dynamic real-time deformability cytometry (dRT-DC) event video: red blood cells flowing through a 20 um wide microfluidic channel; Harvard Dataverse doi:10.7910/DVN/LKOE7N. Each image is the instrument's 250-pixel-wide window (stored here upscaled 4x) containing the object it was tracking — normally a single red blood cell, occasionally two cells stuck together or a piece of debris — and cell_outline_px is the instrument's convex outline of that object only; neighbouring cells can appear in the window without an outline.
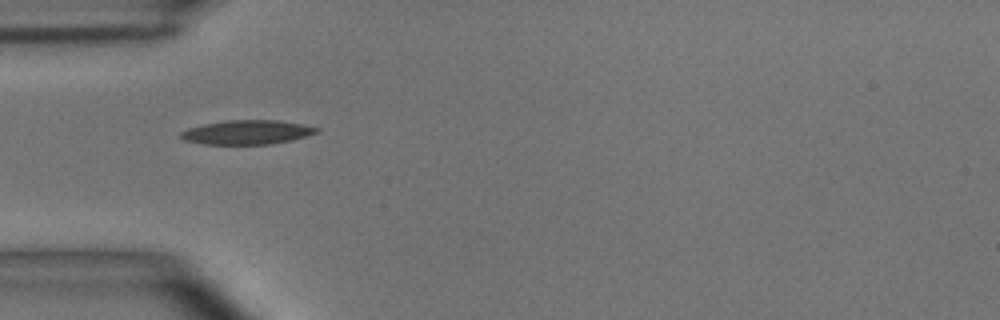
{"species": "common noctule bat (a hibernating species)", "species_latin": "Nyctalus noctula", "temperature_condition": "room temperature", "stored_images_in_passage": 38, "camera_frame_rate_fps": 3000, "um_per_image_px": 0.085, "animal": {"sex": "male", "body_mass_g": 15.6}, "frame": {"image": 1, "passage_image": 1, "time_ms": 0.0, "image_size_px": [1000, 320], "cell_outline_px": [[320, 132], [292, 140], [272, 144], [204, 144], [184, 140], [180, 136], [180, 132], [188, 128], [204, 124], [224, 120], [276, 120], [300, 124], [320, 128]], "centroid_in_image_um": [21.0, 11.24], "position_along_channel_um": 64.0, "area_um2": 19.13}}
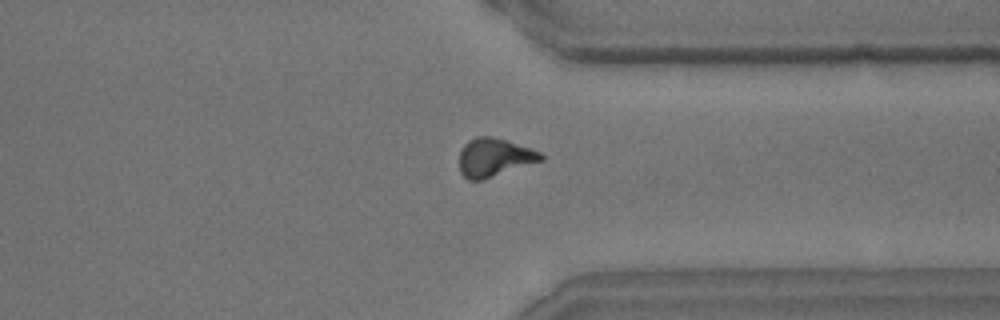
{"frame": {"image": 2, "passage_image": 26, "time_ms": 8.333, "image_size_px": [1000, 320], "cell_outline_px": [[544, 160], [480, 180], [468, 180], [460, 172], [460, 152], [464, 144], [468, 140], [476, 136], [492, 136], [540, 152], [544, 156]], "centroid_in_image_um": [41.98, 13.38], "position_along_channel_um": 369.4, "area_um2": 17.92}}
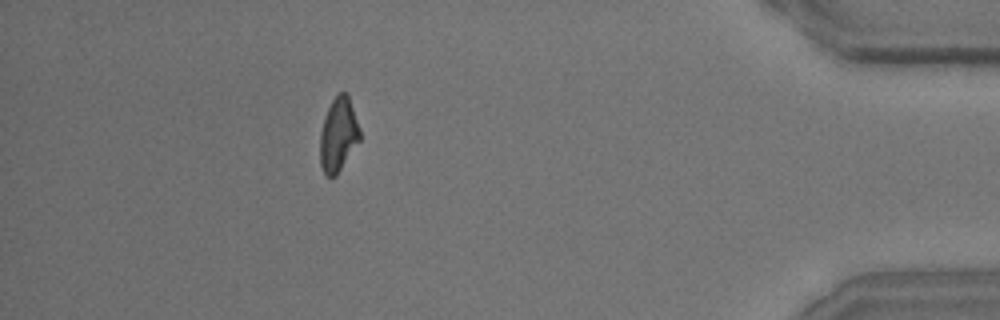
{"frame": {"image": 3, "passage_image": 33, "time_ms": 10.667, "image_size_px": [1000, 320], "cell_outline_px": [[360, 140], [336, 176], [324, 176], [320, 164], [320, 132], [324, 116], [332, 100], [340, 92], [348, 92], [360, 128]], "centroid_in_image_um": [28.76, 11.44], "position_along_channel_um": 406.4, "area_um2": 17.34}, "authors_computed_cell_mechanics": {"area_um2": 17.8602, "velocity_mm_per_s": 3.6797, "shape_relaxation_time_tau1_ms": 4.5443, "shape_relaxation_time_tau2_ms": 4.7999, "deformation_change_tau1": 0.1506, "deformation_change_tau2": 0.1302}}